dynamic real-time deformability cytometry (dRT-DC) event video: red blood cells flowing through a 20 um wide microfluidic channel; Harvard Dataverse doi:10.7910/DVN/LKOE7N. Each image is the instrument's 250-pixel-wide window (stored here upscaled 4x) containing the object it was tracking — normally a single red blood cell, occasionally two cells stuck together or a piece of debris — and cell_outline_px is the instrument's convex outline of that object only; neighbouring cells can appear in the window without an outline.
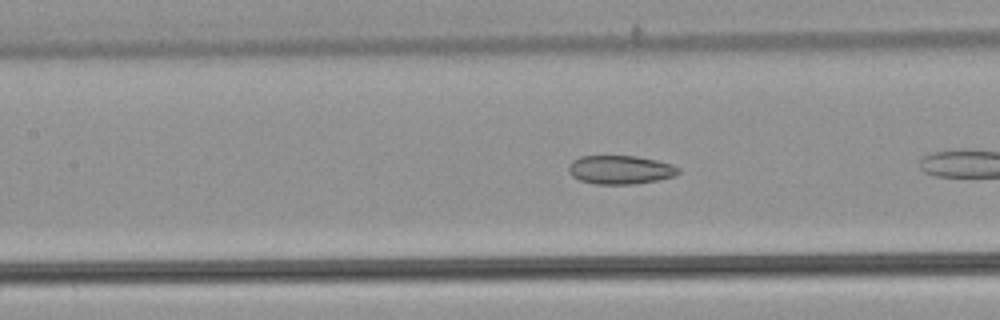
{"species": "common noctule bat (a hibernating species)", "species_latin": "Nyctalus noctula", "temperature_condition": "warm", "stored_images_in_passage": 17, "camera_frame_rate_fps": 3000, "um_per_image_px": 0.085, "animal": {"sex": "male", "body_mass_g": 21.5, "forearm_length_mm": 52.0}, "frame": {"image": 1, "passage_image": 8, "time_ms": 2.333, "image_size_px": [1000, 320], "cell_outline_px": [[680, 172], [676, 176], [656, 180], [632, 184], [596, 184], [580, 180], [572, 176], [568, 172], [568, 164], [572, 160], [580, 156], [636, 156], [656, 160], [672, 164], [680, 168]], "centroid_in_image_um": [52.71, 14.42], "position_along_channel_um": 154.7, "area_um2": 18.44}}